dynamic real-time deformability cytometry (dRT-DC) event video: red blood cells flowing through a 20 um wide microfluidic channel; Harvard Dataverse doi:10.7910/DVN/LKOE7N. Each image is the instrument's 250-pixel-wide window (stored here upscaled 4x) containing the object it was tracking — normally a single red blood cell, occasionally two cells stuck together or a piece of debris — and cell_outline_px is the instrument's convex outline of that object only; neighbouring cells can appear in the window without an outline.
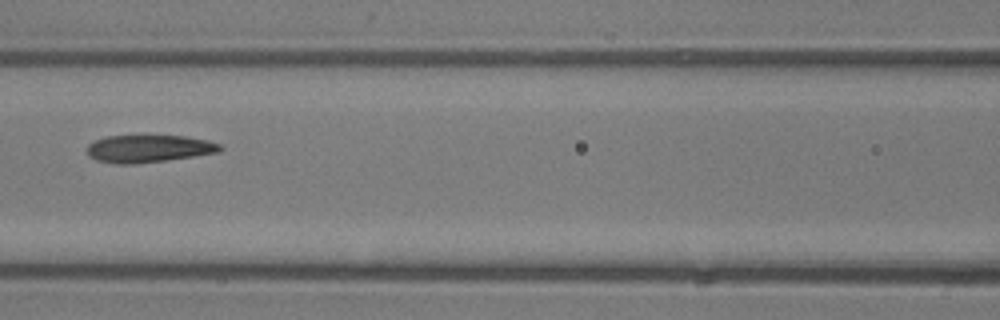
{"species": "common noctule bat (a hibernating species)", "species_latin": "Nyctalus noctula", "temperature_condition": "room temperature", "stored_images_in_passage": 6, "camera_frame_rate_fps": 3000, "um_per_image_px": 0.085, "animal": {"sex": "male", "body_mass_g": 13.3}, "frame": {"image": 1, "passage_image": 6, "time_ms": 5.667, "image_size_px": [1000, 320], "cell_outline_px": [[224, 148], [220, 152], [136, 164], [116, 164], [96, 160], [88, 156], [88, 144], [96, 140], [108, 136], [184, 136], [208, 140], [220, 144]], "centroid_in_image_um": [12.65, 12.64], "position_along_channel_um": 154.0, "area_um2": 21.15}}